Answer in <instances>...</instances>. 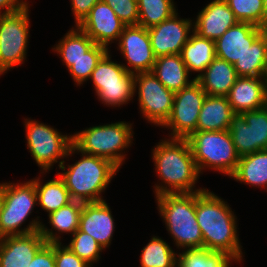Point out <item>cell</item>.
<instances>
[{
    "mask_svg": "<svg viewBox=\"0 0 267 267\" xmlns=\"http://www.w3.org/2000/svg\"><path fill=\"white\" fill-rule=\"evenodd\" d=\"M266 29L249 22H237L216 39V57L234 65Z\"/></svg>",
    "mask_w": 267,
    "mask_h": 267,
    "instance_id": "cell-17",
    "label": "cell"
},
{
    "mask_svg": "<svg viewBox=\"0 0 267 267\" xmlns=\"http://www.w3.org/2000/svg\"><path fill=\"white\" fill-rule=\"evenodd\" d=\"M134 93L138 94V106L143 118L161 128L171 115L175 93L167 89L152 72L134 74Z\"/></svg>",
    "mask_w": 267,
    "mask_h": 267,
    "instance_id": "cell-11",
    "label": "cell"
},
{
    "mask_svg": "<svg viewBox=\"0 0 267 267\" xmlns=\"http://www.w3.org/2000/svg\"><path fill=\"white\" fill-rule=\"evenodd\" d=\"M28 267H55L54 243H46L37 252Z\"/></svg>",
    "mask_w": 267,
    "mask_h": 267,
    "instance_id": "cell-39",
    "label": "cell"
},
{
    "mask_svg": "<svg viewBox=\"0 0 267 267\" xmlns=\"http://www.w3.org/2000/svg\"><path fill=\"white\" fill-rule=\"evenodd\" d=\"M237 78L234 65L216 57L196 80L207 95L227 96Z\"/></svg>",
    "mask_w": 267,
    "mask_h": 267,
    "instance_id": "cell-24",
    "label": "cell"
},
{
    "mask_svg": "<svg viewBox=\"0 0 267 267\" xmlns=\"http://www.w3.org/2000/svg\"><path fill=\"white\" fill-rule=\"evenodd\" d=\"M39 176L32 179L35 182L37 191V206L40 205L47 212V215L72 201L68 189L58 174H56L55 178L45 181L46 183L44 184L40 180L41 175Z\"/></svg>",
    "mask_w": 267,
    "mask_h": 267,
    "instance_id": "cell-29",
    "label": "cell"
},
{
    "mask_svg": "<svg viewBox=\"0 0 267 267\" xmlns=\"http://www.w3.org/2000/svg\"><path fill=\"white\" fill-rule=\"evenodd\" d=\"M76 153L81 154V158L71 165L66 164L65 160L59 167L62 172L57 173L71 199L83 203L105 201L102 194L119 172V168L105 158L79 152L73 145L66 158L69 159Z\"/></svg>",
    "mask_w": 267,
    "mask_h": 267,
    "instance_id": "cell-3",
    "label": "cell"
},
{
    "mask_svg": "<svg viewBox=\"0 0 267 267\" xmlns=\"http://www.w3.org/2000/svg\"><path fill=\"white\" fill-rule=\"evenodd\" d=\"M4 204V182L0 183V213L2 212Z\"/></svg>",
    "mask_w": 267,
    "mask_h": 267,
    "instance_id": "cell-42",
    "label": "cell"
},
{
    "mask_svg": "<svg viewBox=\"0 0 267 267\" xmlns=\"http://www.w3.org/2000/svg\"><path fill=\"white\" fill-rule=\"evenodd\" d=\"M117 43V49L127 62L124 68L132 74L151 72L156 57L153 54L149 33L139 25L125 26Z\"/></svg>",
    "mask_w": 267,
    "mask_h": 267,
    "instance_id": "cell-14",
    "label": "cell"
},
{
    "mask_svg": "<svg viewBox=\"0 0 267 267\" xmlns=\"http://www.w3.org/2000/svg\"><path fill=\"white\" fill-rule=\"evenodd\" d=\"M109 50L110 49L106 46L94 44L85 52L84 57L76 61H70V68L68 71L77 86L83 85V83L90 79L92 71L97 66V63Z\"/></svg>",
    "mask_w": 267,
    "mask_h": 267,
    "instance_id": "cell-34",
    "label": "cell"
},
{
    "mask_svg": "<svg viewBox=\"0 0 267 267\" xmlns=\"http://www.w3.org/2000/svg\"><path fill=\"white\" fill-rule=\"evenodd\" d=\"M193 18V30L202 38H220L238 20L225 0H212Z\"/></svg>",
    "mask_w": 267,
    "mask_h": 267,
    "instance_id": "cell-20",
    "label": "cell"
},
{
    "mask_svg": "<svg viewBox=\"0 0 267 267\" xmlns=\"http://www.w3.org/2000/svg\"><path fill=\"white\" fill-rule=\"evenodd\" d=\"M264 12H265V29H267V0H263Z\"/></svg>",
    "mask_w": 267,
    "mask_h": 267,
    "instance_id": "cell-43",
    "label": "cell"
},
{
    "mask_svg": "<svg viewBox=\"0 0 267 267\" xmlns=\"http://www.w3.org/2000/svg\"><path fill=\"white\" fill-rule=\"evenodd\" d=\"M201 175L213 169L230 177L239 162L231 134L225 131H195L187 138Z\"/></svg>",
    "mask_w": 267,
    "mask_h": 267,
    "instance_id": "cell-7",
    "label": "cell"
},
{
    "mask_svg": "<svg viewBox=\"0 0 267 267\" xmlns=\"http://www.w3.org/2000/svg\"><path fill=\"white\" fill-rule=\"evenodd\" d=\"M108 4L126 25H138L139 14L136 0H101Z\"/></svg>",
    "mask_w": 267,
    "mask_h": 267,
    "instance_id": "cell-37",
    "label": "cell"
},
{
    "mask_svg": "<svg viewBox=\"0 0 267 267\" xmlns=\"http://www.w3.org/2000/svg\"><path fill=\"white\" fill-rule=\"evenodd\" d=\"M138 25L146 29L170 18L176 10L174 0H138Z\"/></svg>",
    "mask_w": 267,
    "mask_h": 267,
    "instance_id": "cell-33",
    "label": "cell"
},
{
    "mask_svg": "<svg viewBox=\"0 0 267 267\" xmlns=\"http://www.w3.org/2000/svg\"><path fill=\"white\" fill-rule=\"evenodd\" d=\"M238 77H259L267 73V29L234 64Z\"/></svg>",
    "mask_w": 267,
    "mask_h": 267,
    "instance_id": "cell-28",
    "label": "cell"
},
{
    "mask_svg": "<svg viewBox=\"0 0 267 267\" xmlns=\"http://www.w3.org/2000/svg\"><path fill=\"white\" fill-rule=\"evenodd\" d=\"M229 204L207 188L196 192V219L203 236V248L225 252L235 263L244 254L237 233L238 219Z\"/></svg>",
    "mask_w": 267,
    "mask_h": 267,
    "instance_id": "cell-1",
    "label": "cell"
},
{
    "mask_svg": "<svg viewBox=\"0 0 267 267\" xmlns=\"http://www.w3.org/2000/svg\"><path fill=\"white\" fill-rule=\"evenodd\" d=\"M132 126L125 121L92 126L73 133L72 143L79 152L105 158L120 169L133 143Z\"/></svg>",
    "mask_w": 267,
    "mask_h": 267,
    "instance_id": "cell-5",
    "label": "cell"
},
{
    "mask_svg": "<svg viewBox=\"0 0 267 267\" xmlns=\"http://www.w3.org/2000/svg\"><path fill=\"white\" fill-rule=\"evenodd\" d=\"M239 22H249L265 29L263 0H225Z\"/></svg>",
    "mask_w": 267,
    "mask_h": 267,
    "instance_id": "cell-36",
    "label": "cell"
},
{
    "mask_svg": "<svg viewBox=\"0 0 267 267\" xmlns=\"http://www.w3.org/2000/svg\"><path fill=\"white\" fill-rule=\"evenodd\" d=\"M110 51L97 63L89 80L98 101L108 107H122L135 97L134 74L129 73L121 62L112 61Z\"/></svg>",
    "mask_w": 267,
    "mask_h": 267,
    "instance_id": "cell-9",
    "label": "cell"
},
{
    "mask_svg": "<svg viewBox=\"0 0 267 267\" xmlns=\"http://www.w3.org/2000/svg\"><path fill=\"white\" fill-rule=\"evenodd\" d=\"M239 157L267 149V105L261 109L235 114L229 129Z\"/></svg>",
    "mask_w": 267,
    "mask_h": 267,
    "instance_id": "cell-13",
    "label": "cell"
},
{
    "mask_svg": "<svg viewBox=\"0 0 267 267\" xmlns=\"http://www.w3.org/2000/svg\"><path fill=\"white\" fill-rule=\"evenodd\" d=\"M55 267H92L80 259L66 245L54 243Z\"/></svg>",
    "mask_w": 267,
    "mask_h": 267,
    "instance_id": "cell-38",
    "label": "cell"
},
{
    "mask_svg": "<svg viewBox=\"0 0 267 267\" xmlns=\"http://www.w3.org/2000/svg\"><path fill=\"white\" fill-rule=\"evenodd\" d=\"M126 25L118 18L114 10L103 1L97 2L78 27L95 44L106 46L117 42Z\"/></svg>",
    "mask_w": 267,
    "mask_h": 267,
    "instance_id": "cell-16",
    "label": "cell"
},
{
    "mask_svg": "<svg viewBox=\"0 0 267 267\" xmlns=\"http://www.w3.org/2000/svg\"><path fill=\"white\" fill-rule=\"evenodd\" d=\"M66 246L92 267L94 263L100 260L101 253L104 251L102 246L92 236L79 229L74 232Z\"/></svg>",
    "mask_w": 267,
    "mask_h": 267,
    "instance_id": "cell-35",
    "label": "cell"
},
{
    "mask_svg": "<svg viewBox=\"0 0 267 267\" xmlns=\"http://www.w3.org/2000/svg\"><path fill=\"white\" fill-rule=\"evenodd\" d=\"M24 126L26 147L41 168L40 174L49 173L56 163L60 167L73 145L72 134L63 135L56 128L30 118L24 119Z\"/></svg>",
    "mask_w": 267,
    "mask_h": 267,
    "instance_id": "cell-8",
    "label": "cell"
},
{
    "mask_svg": "<svg viewBox=\"0 0 267 267\" xmlns=\"http://www.w3.org/2000/svg\"><path fill=\"white\" fill-rule=\"evenodd\" d=\"M207 94L195 80L175 93L169 119L161 128L170 129V138L187 139L196 131L198 116Z\"/></svg>",
    "mask_w": 267,
    "mask_h": 267,
    "instance_id": "cell-12",
    "label": "cell"
},
{
    "mask_svg": "<svg viewBox=\"0 0 267 267\" xmlns=\"http://www.w3.org/2000/svg\"><path fill=\"white\" fill-rule=\"evenodd\" d=\"M27 3L26 0H0V15L18 11Z\"/></svg>",
    "mask_w": 267,
    "mask_h": 267,
    "instance_id": "cell-41",
    "label": "cell"
},
{
    "mask_svg": "<svg viewBox=\"0 0 267 267\" xmlns=\"http://www.w3.org/2000/svg\"><path fill=\"white\" fill-rule=\"evenodd\" d=\"M111 208L105 201L83 203L79 230L92 236L104 250L111 245L115 222Z\"/></svg>",
    "mask_w": 267,
    "mask_h": 267,
    "instance_id": "cell-19",
    "label": "cell"
},
{
    "mask_svg": "<svg viewBox=\"0 0 267 267\" xmlns=\"http://www.w3.org/2000/svg\"><path fill=\"white\" fill-rule=\"evenodd\" d=\"M140 253V267H177L178 252L159 236H152Z\"/></svg>",
    "mask_w": 267,
    "mask_h": 267,
    "instance_id": "cell-31",
    "label": "cell"
},
{
    "mask_svg": "<svg viewBox=\"0 0 267 267\" xmlns=\"http://www.w3.org/2000/svg\"><path fill=\"white\" fill-rule=\"evenodd\" d=\"M265 77L237 78L226 96L235 114L258 110L267 105Z\"/></svg>",
    "mask_w": 267,
    "mask_h": 267,
    "instance_id": "cell-21",
    "label": "cell"
},
{
    "mask_svg": "<svg viewBox=\"0 0 267 267\" xmlns=\"http://www.w3.org/2000/svg\"><path fill=\"white\" fill-rule=\"evenodd\" d=\"M230 178L267 192V149L240 157Z\"/></svg>",
    "mask_w": 267,
    "mask_h": 267,
    "instance_id": "cell-27",
    "label": "cell"
},
{
    "mask_svg": "<svg viewBox=\"0 0 267 267\" xmlns=\"http://www.w3.org/2000/svg\"><path fill=\"white\" fill-rule=\"evenodd\" d=\"M151 153L159 178L158 184L154 185L155 197L165 193H192L206 189L196 187L200 173L187 139H161Z\"/></svg>",
    "mask_w": 267,
    "mask_h": 267,
    "instance_id": "cell-2",
    "label": "cell"
},
{
    "mask_svg": "<svg viewBox=\"0 0 267 267\" xmlns=\"http://www.w3.org/2000/svg\"><path fill=\"white\" fill-rule=\"evenodd\" d=\"M234 261L225 252L206 248L184 249L178 253L177 267H231Z\"/></svg>",
    "mask_w": 267,
    "mask_h": 267,
    "instance_id": "cell-32",
    "label": "cell"
},
{
    "mask_svg": "<svg viewBox=\"0 0 267 267\" xmlns=\"http://www.w3.org/2000/svg\"><path fill=\"white\" fill-rule=\"evenodd\" d=\"M154 56L180 54L194 32L193 20L181 18L178 11L170 18L147 29Z\"/></svg>",
    "mask_w": 267,
    "mask_h": 267,
    "instance_id": "cell-15",
    "label": "cell"
},
{
    "mask_svg": "<svg viewBox=\"0 0 267 267\" xmlns=\"http://www.w3.org/2000/svg\"><path fill=\"white\" fill-rule=\"evenodd\" d=\"M83 202L72 200L48 215L49 229L45 223L41 225L40 233L47 243H61L63 233L74 234L79 229L80 215ZM54 230V231H53Z\"/></svg>",
    "mask_w": 267,
    "mask_h": 267,
    "instance_id": "cell-22",
    "label": "cell"
},
{
    "mask_svg": "<svg viewBox=\"0 0 267 267\" xmlns=\"http://www.w3.org/2000/svg\"><path fill=\"white\" fill-rule=\"evenodd\" d=\"M37 203L35 182H4V204L0 213V238L10 235H24L40 231L42 221L37 216L22 227L32 214ZM22 227V228H21Z\"/></svg>",
    "mask_w": 267,
    "mask_h": 267,
    "instance_id": "cell-6",
    "label": "cell"
},
{
    "mask_svg": "<svg viewBox=\"0 0 267 267\" xmlns=\"http://www.w3.org/2000/svg\"><path fill=\"white\" fill-rule=\"evenodd\" d=\"M235 113L226 96L207 95L198 116L196 131H225Z\"/></svg>",
    "mask_w": 267,
    "mask_h": 267,
    "instance_id": "cell-25",
    "label": "cell"
},
{
    "mask_svg": "<svg viewBox=\"0 0 267 267\" xmlns=\"http://www.w3.org/2000/svg\"><path fill=\"white\" fill-rule=\"evenodd\" d=\"M151 72L173 93L179 92L196 80L190 79L192 74L189 73L180 54L157 57Z\"/></svg>",
    "mask_w": 267,
    "mask_h": 267,
    "instance_id": "cell-23",
    "label": "cell"
},
{
    "mask_svg": "<svg viewBox=\"0 0 267 267\" xmlns=\"http://www.w3.org/2000/svg\"><path fill=\"white\" fill-rule=\"evenodd\" d=\"M72 16H74V26H78L89 14L91 8L101 0H70Z\"/></svg>",
    "mask_w": 267,
    "mask_h": 267,
    "instance_id": "cell-40",
    "label": "cell"
},
{
    "mask_svg": "<svg viewBox=\"0 0 267 267\" xmlns=\"http://www.w3.org/2000/svg\"><path fill=\"white\" fill-rule=\"evenodd\" d=\"M74 27L72 26L68 33L66 32L65 36L52 47V51L60 56L67 70L70 68V61L84 57L85 52L95 44L78 26Z\"/></svg>",
    "mask_w": 267,
    "mask_h": 267,
    "instance_id": "cell-30",
    "label": "cell"
},
{
    "mask_svg": "<svg viewBox=\"0 0 267 267\" xmlns=\"http://www.w3.org/2000/svg\"><path fill=\"white\" fill-rule=\"evenodd\" d=\"M47 242L40 231L0 238V267H28Z\"/></svg>",
    "mask_w": 267,
    "mask_h": 267,
    "instance_id": "cell-18",
    "label": "cell"
},
{
    "mask_svg": "<svg viewBox=\"0 0 267 267\" xmlns=\"http://www.w3.org/2000/svg\"><path fill=\"white\" fill-rule=\"evenodd\" d=\"M155 198L173 244L180 250L203 248V236L196 219V192L165 193Z\"/></svg>",
    "mask_w": 267,
    "mask_h": 267,
    "instance_id": "cell-4",
    "label": "cell"
},
{
    "mask_svg": "<svg viewBox=\"0 0 267 267\" xmlns=\"http://www.w3.org/2000/svg\"><path fill=\"white\" fill-rule=\"evenodd\" d=\"M180 56L190 74L199 73L194 77L197 79L216 58L215 42L193 32L183 46Z\"/></svg>",
    "mask_w": 267,
    "mask_h": 267,
    "instance_id": "cell-26",
    "label": "cell"
},
{
    "mask_svg": "<svg viewBox=\"0 0 267 267\" xmlns=\"http://www.w3.org/2000/svg\"><path fill=\"white\" fill-rule=\"evenodd\" d=\"M30 4L0 15V76L25 64L30 36Z\"/></svg>",
    "mask_w": 267,
    "mask_h": 267,
    "instance_id": "cell-10",
    "label": "cell"
}]
</instances>
